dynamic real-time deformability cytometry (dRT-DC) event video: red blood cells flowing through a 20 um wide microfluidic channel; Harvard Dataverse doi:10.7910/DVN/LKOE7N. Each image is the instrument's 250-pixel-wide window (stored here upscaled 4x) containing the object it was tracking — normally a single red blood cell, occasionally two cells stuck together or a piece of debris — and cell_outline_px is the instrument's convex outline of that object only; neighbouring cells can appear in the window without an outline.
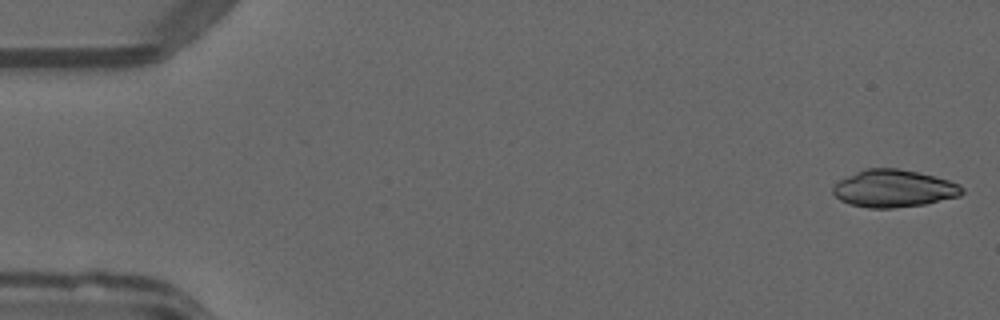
{"species": "common noctule bat (a hibernating species)", "species_latin": "Nyctalus noctula", "temperature_condition": "warm", "stored_images_in_passage": 50, "camera_frame_rate_fps": 3000, "um_per_image_px": 0.085, "animal": {"sex": "male", "forearm_length_mm": 52.5}, "frame": {"image": 1, "passage_image": 1, "time_ms": 0.0, "image_size_px": [1000, 320], "cell_outline_px": [[964, 192], [960, 196], [924, 204], [892, 208], [868, 208], [848, 204], [840, 200], [832, 192], [832, 188], [840, 180], [864, 168], [900, 168], [948, 180], [960, 184], [964, 188]], "centroid_in_image_um": [75.97, 16.03], "position_along_channel_um": 9.0, "area_um2": 28.09}}
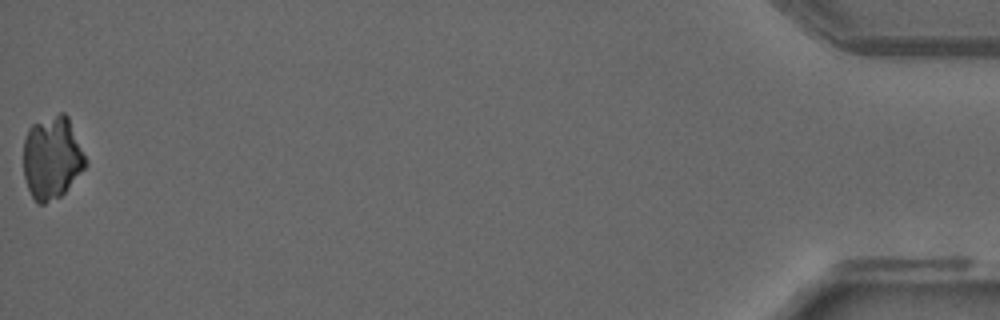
{"frame": {"image": 2, "passage_image": 50, "time_ms": 16.333, "image_size_px": [1000, 320], "cell_outline_px": [[88, 164], [64, 192], [60, 196], [44, 204], [36, 204], [28, 188], [24, 176], [24, 140], [28, 128], [32, 124], [60, 112], [64, 112], [68, 116], [88, 160]], "centroid_in_image_um": [4.43, 13.4], "position_along_channel_um": 430.8, "area_um2": 30.11}}